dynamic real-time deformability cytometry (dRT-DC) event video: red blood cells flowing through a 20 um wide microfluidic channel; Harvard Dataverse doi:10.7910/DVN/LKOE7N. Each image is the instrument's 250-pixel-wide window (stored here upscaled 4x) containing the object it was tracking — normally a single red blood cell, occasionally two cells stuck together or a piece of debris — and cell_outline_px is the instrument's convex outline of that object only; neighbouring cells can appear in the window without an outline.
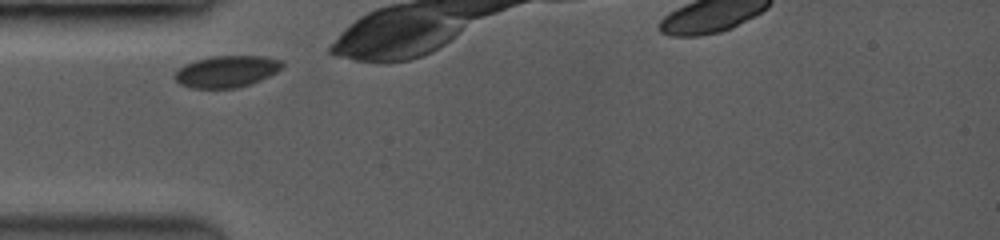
{"species": "common noctule bat (a hibernating species)", "species_latin": "Nyctalus noctula", "temperature_condition": "room temperature", "stored_images_in_passage": 13, "camera_frame_rate_fps": 3500, "um_per_image_px": 0.085, "animal": {"sex": "female", "body_mass_g": 19.0, "forearm_length_mm": 53.3}, "frame": {"image": 1, "passage_image": 1, "time_ms": 0.0, "image_size_px": [1000, 240], "cell_outline_px": [[284, 64], [276, 72], [260, 80], [248, 84], [232, 88], [196, 88], [180, 84], [176, 80], [176, 72], [184, 64], [196, 60], [212, 56], [264, 56], [284, 60]], "centroid_in_image_um": [19.29, 6.05], "position_along_channel_um": 65.7, "area_um2": 19.54}}